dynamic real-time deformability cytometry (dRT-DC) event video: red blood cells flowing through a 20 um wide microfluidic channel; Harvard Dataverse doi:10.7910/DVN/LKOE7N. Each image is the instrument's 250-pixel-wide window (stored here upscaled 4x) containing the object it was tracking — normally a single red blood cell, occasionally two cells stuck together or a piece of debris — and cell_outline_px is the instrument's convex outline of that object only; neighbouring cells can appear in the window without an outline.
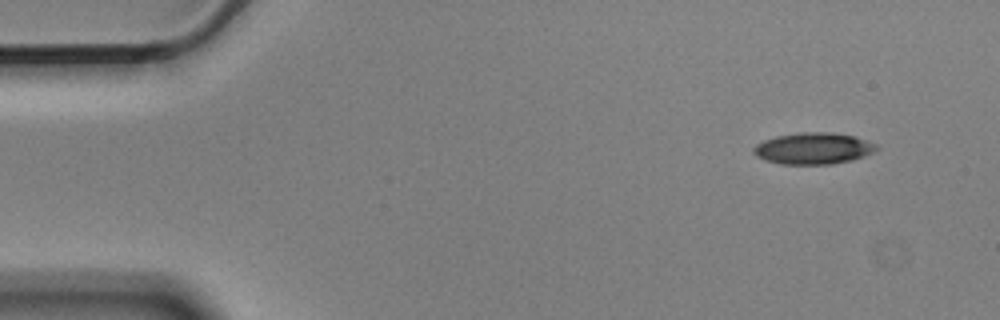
{"species": "Egyptian fruit bat (a non-hibernating species)", "species_latin": "Rousettus aegyptiacus", "temperature_condition": "cold", "stored_images_in_passage": 4, "camera_frame_rate_fps": 3000, "um_per_image_px": 0.085, "animal": {"sex": "male"}, "frame": {"image": 1, "passage_image": 1, "time_ms": 0.0, "image_size_px": [1000, 320], "cell_outline_px": [[880, 148], [864, 156], [852, 160], [832, 164], [780, 164], [764, 160], [756, 156], [752, 152], [752, 148], [756, 144], [764, 140], [776, 136], [800, 132], [832, 132], [856, 136], [876, 144]], "centroid_in_image_um": [69.12, 12.61], "position_along_channel_um": 15.9, "area_um2": 22.77}}
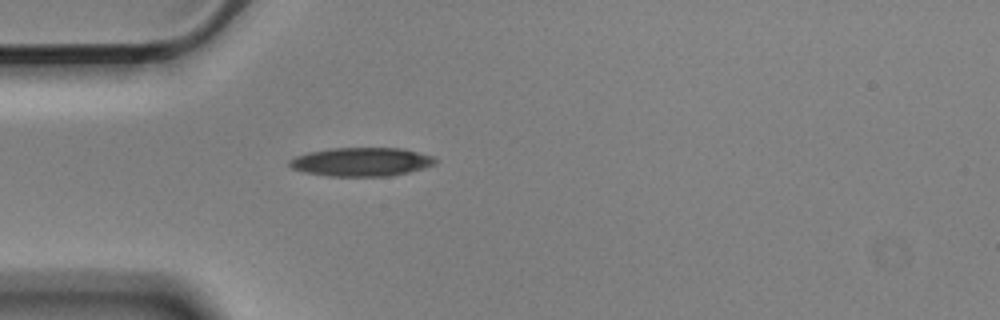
{"frame": {"image": 2, "passage_image": 4, "time_ms": 1.0, "image_size_px": [1000, 320], "cell_outline_px": [[436, 164], [424, 168], [408, 172], [388, 176], [328, 176], [304, 172], [292, 168], [288, 164], [288, 160], [296, 156], [308, 152], [332, 148], [404, 148], [432, 156], [436, 160]], "centroid_in_image_um": [30.7, 13.75], "position_along_channel_um": 54.3, "area_um2": 24.39}}